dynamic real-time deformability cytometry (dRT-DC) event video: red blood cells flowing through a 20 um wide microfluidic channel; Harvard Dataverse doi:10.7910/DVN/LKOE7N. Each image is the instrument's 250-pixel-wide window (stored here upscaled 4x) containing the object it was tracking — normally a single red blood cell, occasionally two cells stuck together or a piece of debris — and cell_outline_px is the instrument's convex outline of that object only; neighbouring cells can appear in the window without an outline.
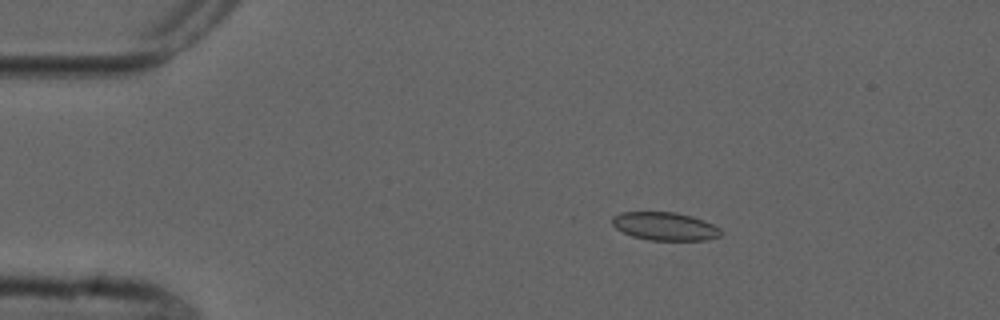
{"species": "common noctule bat (a hibernating species)", "species_latin": "Nyctalus noctula", "temperature_condition": "cold", "stored_images_in_passage": 4, "camera_frame_rate_fps": 3000, "um_per_image_px": 0.085, "animal": {"sex": "male", "forearm_length_mm": 52.5}, "frame": {"image": 1, "passage_image": 3, "time_ms": 2.333, "image_size_px": [1000, 320], "cell_outline_px": [[724, 232], [720, 236], [704, 240], [648, 240], [632, 236], [616, 228], [612, 224], [612, 216], [620, 212], [676, 212], [692, 216], [704, 220], [720, 228]], "centroid_in_image_um": [56.52, 19.23], "position_along_channel_um": 28.5, "area_um2": 17.92}}